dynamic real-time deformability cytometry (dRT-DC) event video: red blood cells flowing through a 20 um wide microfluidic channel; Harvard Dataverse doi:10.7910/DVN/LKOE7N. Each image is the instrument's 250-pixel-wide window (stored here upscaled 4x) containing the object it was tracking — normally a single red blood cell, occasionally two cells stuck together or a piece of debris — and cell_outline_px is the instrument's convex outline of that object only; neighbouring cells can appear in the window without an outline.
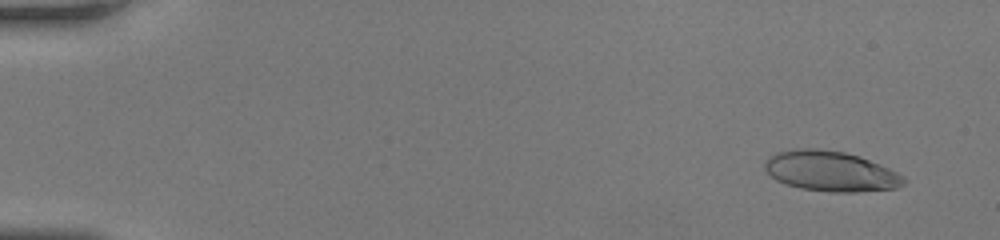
{"species": "human", "species_latin": "Homo sapiens", "temperature_condition": "room temperature", "stored_images_in_passage": 51, "camera_frame_rate_fps": 3000, "um_per_image_px": 0.085, "donor": {"sex": "female"}, "frame": {"image": 1, "passage_image": 4, "time_ms": 1.0, "image_size_px": [1000, 240], "cell_outline_px": [[908, 180], [904, 184], [896, 188], [856, 192], [832, 192], [800, 188], [784, 184], [776, 180], [764, 168], [764, 160], [768, 156], [776, 152], [796, 148], [816, 148], [844, 152], [860, 156], [880, 164], [904, 176]], "centroid_in_image_um": [70.59, 14.55], "position_along_channel_um": 14.4, "area_um2": 32.83}}
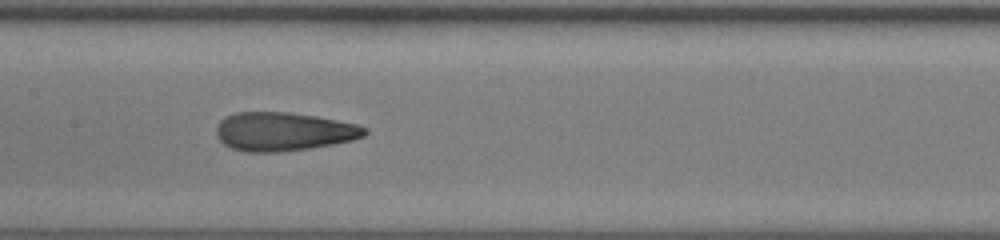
{"frame": {"image": 2, "passage_image": 27, "time_ms": 8.667, "image_size_px": [1000, 240], "cell_outline_px": [[368, 132], [364, 136], [352, 140], [332, 144], [308, 148], [276, 152], [244, 152], [232, 148], [224, 144], [216, 136], [216, 124], [224, 116], [236, 112], [288, 112], [316, 116], [356, 124], [368, 128]], "centroid_in_image_um": [24.06, 11.17], "position_along_channel_um": 183.3, "area_um2": 33.47}}
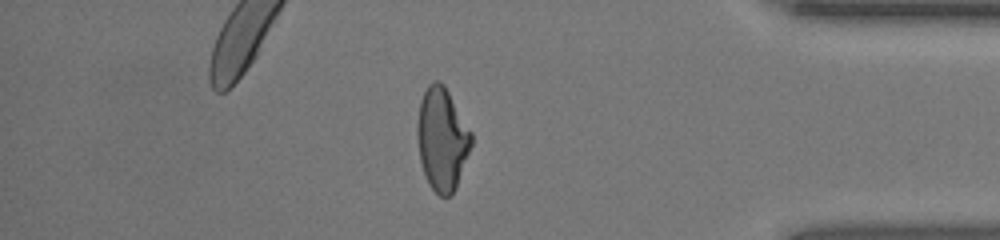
{"frame": {"image": 3, "passage_image": 44, "time_ms": 14.333, "image_size_px": [1000, 240], "cell_outline_px": [[472, 144], [456, 188], [452, 196], [440, 196], [428, 184], [424, 176], [420, 160], [416, 136], [416, 124], [420, 100], [428, 84], [432, 80], [440, 80], [444, 84], [472, 132]], "centroid_in_image_um": [37.56, 11.81], "position_along_channel_um": 397.6, "area_um2": 32.77}, "authors_computed_cell_mechanics": {"area_um2": 32.7726, "velocity_mm_per_s": 4.2461, "shape_relaxation_time_tau1_ms": 4.8786, "shape_relaxation_time_tau2_ms": 0.9776, "deformation_change_tau1": 0.2095, "deformation_change_tau2": 0.0902}}